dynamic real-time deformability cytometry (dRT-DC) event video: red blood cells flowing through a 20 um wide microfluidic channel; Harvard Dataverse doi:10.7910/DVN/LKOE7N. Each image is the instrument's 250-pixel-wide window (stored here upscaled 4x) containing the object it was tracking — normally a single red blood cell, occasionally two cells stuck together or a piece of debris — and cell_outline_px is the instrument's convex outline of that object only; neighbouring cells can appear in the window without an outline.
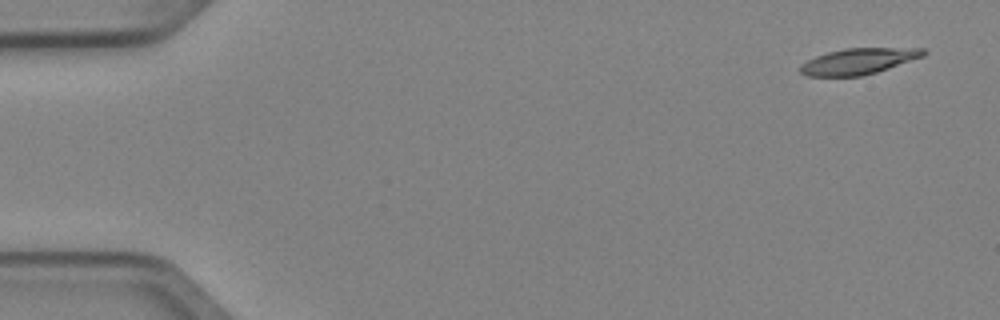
{"species": "Egyptian fruit bat (a non-hibernating species)", "species_latin": "Rousettus aegyptiacus", "temperature_condition": "cold", "stored_images_in_passage": 5, "camera_frame_rate_fps": 3000, "um_per_image_px": 0.085, "animal": {"sex": "female"}, "frame": {"image": 1, "passage_image": 1, "time_ms": 0.0, "image_size_px": [1000, 320], "cell_outline_px": [[928, 52], [924, 56], [876, 72], [860, 76], [808, 76], [800, 72], [800, 64], [816, 56], [828, 52], [844, 48], [924, 48]], "centroid_in_image_um": [72.98, 5.2], "position_along_channel_um": 12.0, "area_um2": 18.55}}
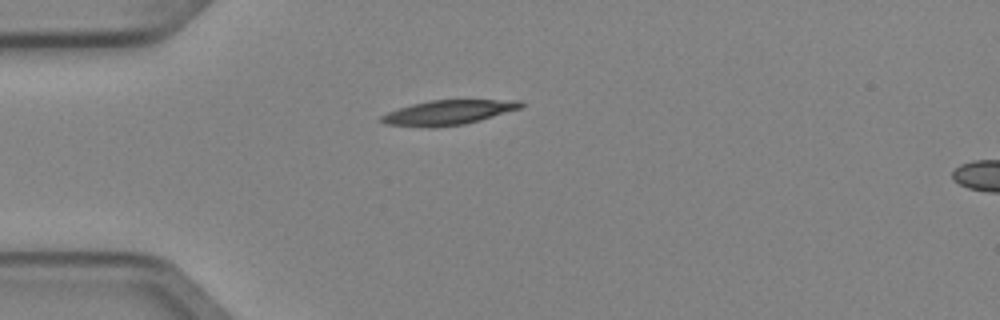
{"frame": {"image": 2, "passage_image": 4, "time_ms": 1.0, "image_size_px": [1000, 320], "cell_outline_px": [[524, 104], [520, 108], [480, 120], [464, 124], [432, 128], [428, 128], [384, 124], [380, 120], [380, 116], [388, 112], [412, 104], [428, 100], [524, 100]], "centroid_in_image_um": [38.08, 9.56], "position_along_channel_um": 46.9, "area_um2": 20.06}}